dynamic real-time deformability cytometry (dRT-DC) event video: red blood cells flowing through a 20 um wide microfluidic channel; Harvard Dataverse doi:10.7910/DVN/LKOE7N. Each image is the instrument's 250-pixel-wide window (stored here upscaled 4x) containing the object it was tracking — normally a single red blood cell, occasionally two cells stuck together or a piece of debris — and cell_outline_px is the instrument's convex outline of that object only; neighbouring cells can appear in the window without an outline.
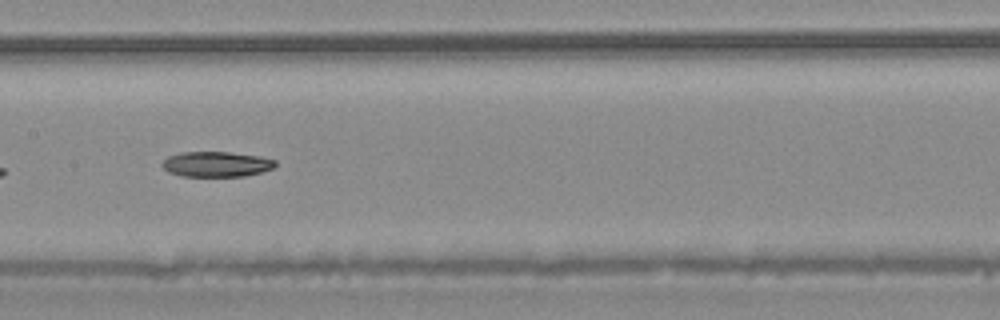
{"species": "common noctule bat (a hibernating species)", "species_latin": "Nyctalus noctula", "temperature_condition": "warm", "stored_images_in_passage": 35, "camera_frame_rate_fps": 3000, "um_per_image_px": 0.085, "animal": {"sex": "male", "body_mass_g": 20.4}, "frame": {"image": 1, "passage_image": 11, "time_ms": 3.333, "image_size_px": [1000, 320], "cell_outline_px": [[276, 164], [272, 168], [264, 172], [244, 176], [180, 176], [168, 172], [160, 164], [168, 156], [180, 152], [228, 152], [260, 156], [276, 160]], "centroid_in_image_um": [18.39, 13.95], "position_along_channel_um": 189.0, "area_um2": 16.76}}